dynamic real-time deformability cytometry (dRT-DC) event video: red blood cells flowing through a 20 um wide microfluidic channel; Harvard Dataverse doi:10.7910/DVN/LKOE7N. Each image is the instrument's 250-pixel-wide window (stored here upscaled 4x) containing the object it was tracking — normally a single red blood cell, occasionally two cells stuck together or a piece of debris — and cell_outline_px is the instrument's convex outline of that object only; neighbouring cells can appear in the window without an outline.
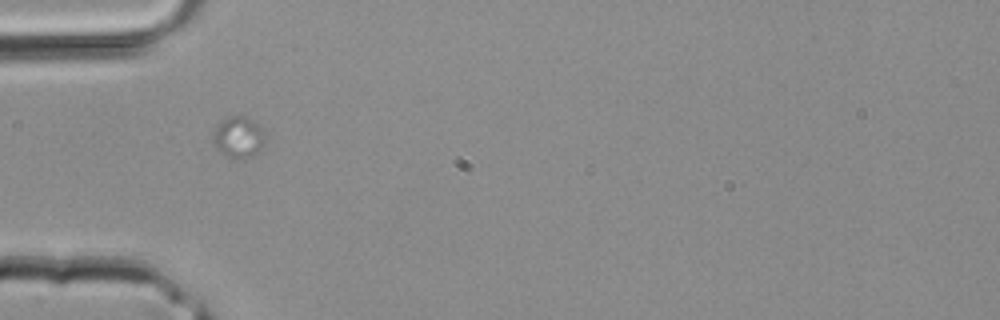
{"species": "common noctule bat (a hibernating species)", "species_latin": "Nyctalus noctula", "temperature_condition": "room temperature", "stored_images_in_passage": 26, "camera_frame_rate_fps": 3000, "um_per_image_px": 0.085, "animal": {"sex": "male", "body_mass_g": 20.4}, "frame": {"image": 1, "passage_image": 1, "time_ms": 0.0, "image_size_px": [1000, 320], "cell_outline_px": [[268, 132], [264, 144], [252, 156], [240, 160], [224, 156], [212, 144], [212, 128], [220, 120], [228, 116], [248, 116], [260, 124]], "centroid_in_image_um": [20.27, 11.63], "position_along_channel_um": 64.7, "area_um2": 13.41}}